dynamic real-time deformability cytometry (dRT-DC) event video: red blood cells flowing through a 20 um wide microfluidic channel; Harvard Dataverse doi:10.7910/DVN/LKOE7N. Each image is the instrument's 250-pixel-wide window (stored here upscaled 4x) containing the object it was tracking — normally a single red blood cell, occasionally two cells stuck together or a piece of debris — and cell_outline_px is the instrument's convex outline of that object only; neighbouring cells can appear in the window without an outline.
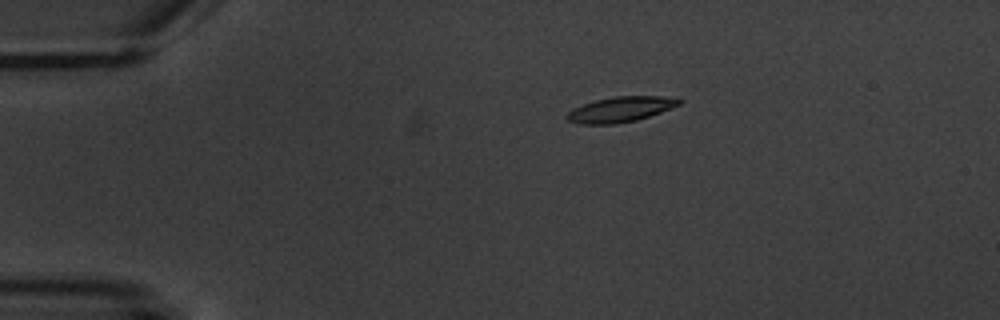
{"species": "common noctule bat (a hibernating species)", "species_latin": "Nyctalus noctula", "temperature_condition": "warm", "stored_images_in_passage": 3, "camera_frame_rate_fps": 3000, "um_per_image_px": 0.085, "animal": {"sex": "male", "body_mass_g": 20.1, "forearm_length_mm": 53.5}, "frame": {"image": 1, "passage_image": 1, "time_ms": 0.0, "image_size_px": [1000, 320], "cell_outline_px": [[684, 100], [680, 104], [660, 112], [636, 120], [616, 124], [580, 124], [568, 120], [564, 116], [568, 112], [584, 104], [596, 100], [616, 96], [660, 96]], "centroid_in_image_um": [52.73, 9.3], "position_along_channel_um": 32.3, "area_um2": 16.24}}